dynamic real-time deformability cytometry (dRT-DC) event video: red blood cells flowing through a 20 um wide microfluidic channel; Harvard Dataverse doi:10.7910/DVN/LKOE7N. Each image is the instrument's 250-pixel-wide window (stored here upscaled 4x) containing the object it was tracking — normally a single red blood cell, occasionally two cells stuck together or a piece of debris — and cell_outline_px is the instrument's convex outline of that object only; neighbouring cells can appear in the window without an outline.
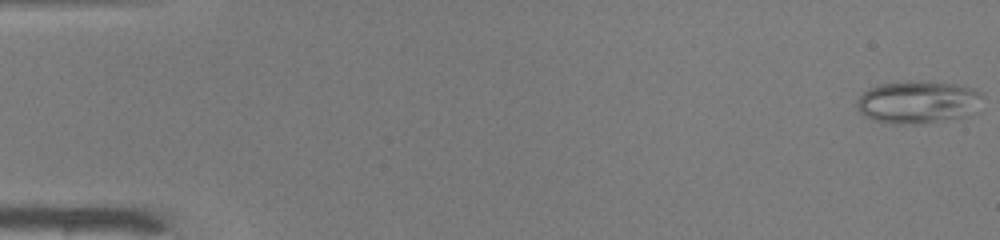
{"species": "common noctule bat (a hibernating species)", "species_latin": "Nyctalus noctula", "temperature_condition": "warm", "stored_images_in_passage": 49, "camera_frame_rate_fps": 3000, "um_per_image_px": 0.085, "animal": {"sex": "male", "body_mass_g": 19.0, "forearm_length_mm": 50.8}, "frame": {"image": 1, "passage_image": 1, "time_ms": 0.0, "image_size_px": [1000, 240], "cell_outline_px": [[984, 96], [964, 116], [920, 124], [892, 124], [872, 120], [864, 116], [856, 108], [856, 100], [868, 88], [880, 84], [908, 80], [928, 80], [956, 84], [972, 88], [980, 92]], "centroid_in_image_um": [77.92, 8.65], "position_along_channel_um": 7.1, "area_um2": 31.27}}
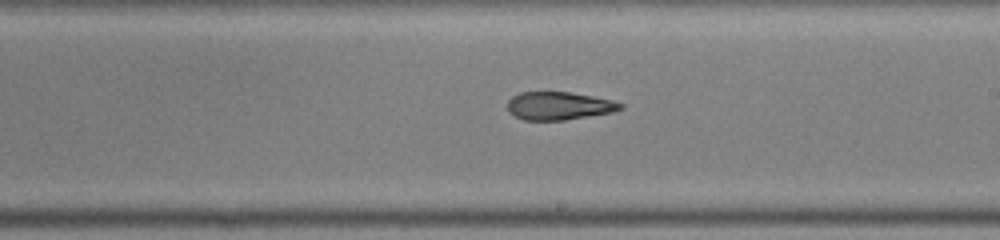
{"frame": {"image": 2, "passage_image": 29, "time_ms": 9.333, "image_size_px": [1000, 240], "cell_outline_px": [[624, 108], [612, 112], [564, 120], [524, 120], [508, 112], [508, 100], [512, 96], [520, 92], [572, 92], [612, 100], [624, 104]], "centroid_in_image_um": [47.51, 8.99], "position_along_channel_um": 241.5, "area_um2": 18.44}}
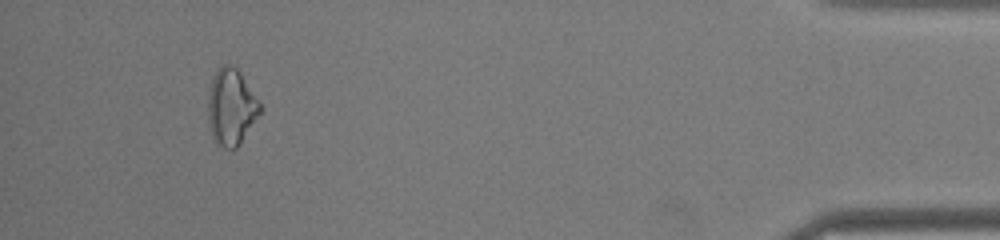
{"frame": {"image": 3, "passage_image": 46, "time_ms": 15.0, "image_size_px": [1000, 240], "cell_outline_px": [[260, 112], [236, 148], [224, 148], [216, 144], [212, 136], [208, 124], [208, 92], [212, 80], [220, 64], [228, 64], [236, 68], [240, 72], [260, 100]], "centroid_in_image_um": [19.63, 9.08], "position_along_channel_um": 415.6, "area_um2": 23.0}, "authors_computed_cell_mechanics": {"area_um2": 21.3282, "velocity_mm_per_s": 4.1617, "shape_relaxation_time_tau1_ms": null, "shape_relaxation_time_tau2_ms": 4.9968, "deformation_change_tau1": null, "deformation_change_tau2": 0.1361}}